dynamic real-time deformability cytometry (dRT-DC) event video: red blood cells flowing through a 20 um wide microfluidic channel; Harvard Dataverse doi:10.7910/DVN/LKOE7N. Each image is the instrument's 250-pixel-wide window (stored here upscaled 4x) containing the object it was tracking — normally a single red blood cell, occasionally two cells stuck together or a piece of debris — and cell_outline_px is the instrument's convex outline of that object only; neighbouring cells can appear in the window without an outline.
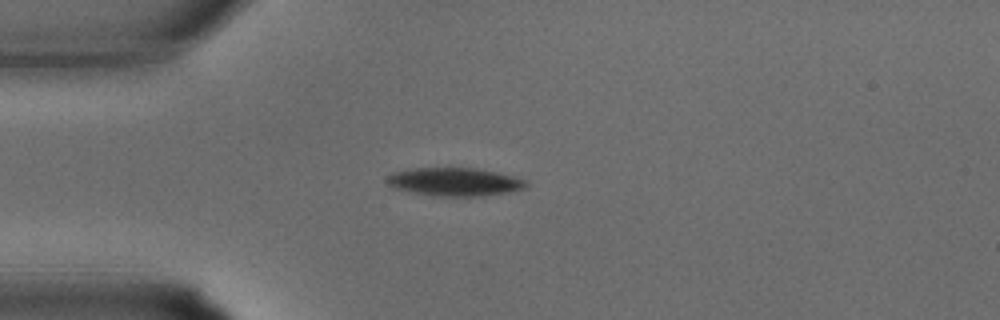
{"species": "common noctule bat (a hibernating species)", "species_latin": "Nyctalus noctula", "temperature_condition": "warm", "stored_images_in_passage": 26, "camera_frame_rate_fps": 3000, "um_per_image_px": 0.085, "animal": {"sex": "male", "body_mass_g": 15.6}, "frame": {"image": 1, "passage_image": 1, "time_ms": 0.0, "image_size_px": [1000, 320], "cell_outline_px": [[528, 188], [508, 192], [480, 196], [432, 196], [392, 188], [384, 180], [392, 172], [408, 168], [472, 168], [496, 172], [528, 180]], "centroid_in_image_um": [38.61, 15.46], "position_along_channel_um": 46.4, "area_um2": 23.12}}
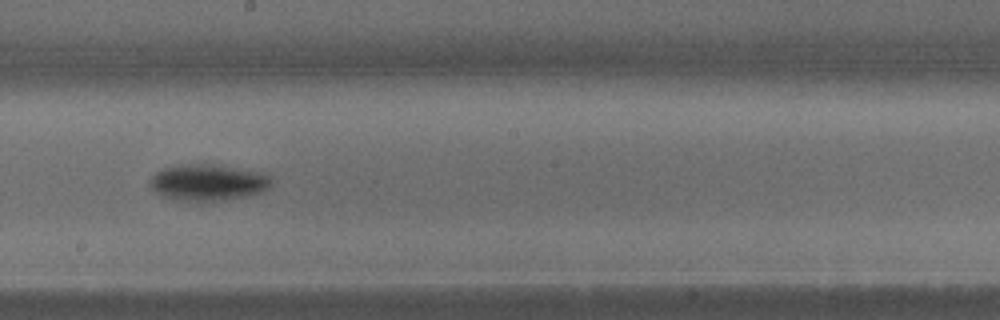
{"frame": {"image": 2, "passage_image": 11, "time_ms": 3.333, "image_size_px": [1000, 320], "cell_outline_px": [[272, 184], [264, 192], [248, 196], [224, 200], [184, 200], [160, 196], [148, 184], [148, 180], [156, 172], [164, 168], [184, 164], [212, 164], [264, 172], [272, 176]], "centroid_in_image_um": [17.72, 15.5], "position_along_channel_um": 230.5, "area_um2": 25.89}}
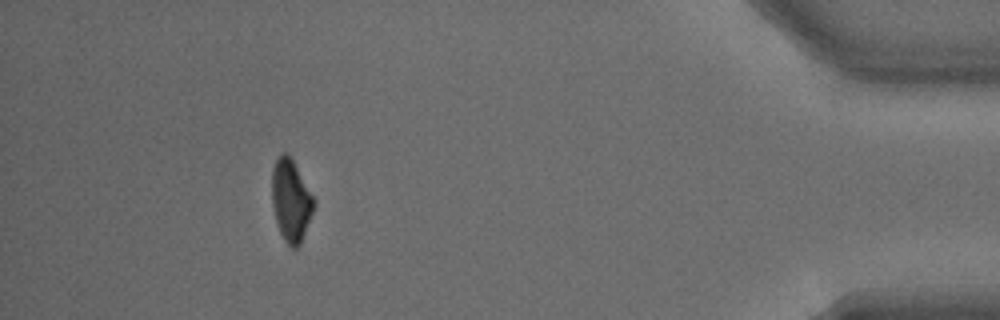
{"frame": {"image": 3, "passage_image": 23, "time_ms": 7.333, "image_size_px": [1000, 320], "cell_outline_px": [[316, 204], [300, 244], [296, 248], [292, 248], [284, 240], [280, 232], [276, 220], [272, 204], [272, 168], [280, 152], [288, 152], [316, 200]], "centroid_in_image_um": [24.73, 17.0], "position_along_channel_um": 410.5, "area_um2": 20.11}}